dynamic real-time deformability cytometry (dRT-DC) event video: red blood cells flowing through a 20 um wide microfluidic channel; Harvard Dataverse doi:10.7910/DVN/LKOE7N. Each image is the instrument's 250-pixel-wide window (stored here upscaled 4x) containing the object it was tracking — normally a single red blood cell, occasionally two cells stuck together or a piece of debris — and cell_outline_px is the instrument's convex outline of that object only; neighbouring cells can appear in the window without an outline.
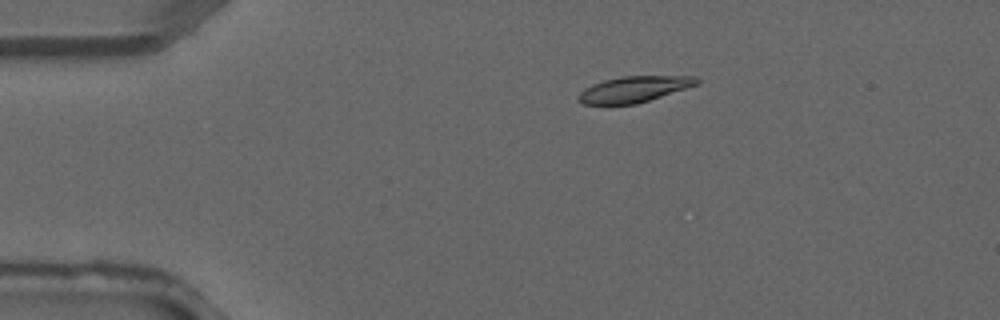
{"species": "common noctule bat (a hibernating species)", "species_latin": "Nyctalus noctula", "temperature_condition": "warm", "stored_images_in_passage": 4, "camera_frame_rate_fps": 3000, "um_per_image_px": 0.085, "animal": {"sex": "male", "forearm_length_mm": 52.5}, "frame": {"image": 1, "passage_image": 3, "time_ms": 0.667, "image_size_px": [1000, 320], "cell_outline_px": [[700, 84], [636, 104], [584, 104], [576, 100], [576, 96], [584, 88], [592, 84], [604, 80], [620, 76], [696, 76], [700, 80]], "centroid_in_image_um": [53.88, 7.58], "position_along_channel_um": 31.1, "area_um2": 18.03}}